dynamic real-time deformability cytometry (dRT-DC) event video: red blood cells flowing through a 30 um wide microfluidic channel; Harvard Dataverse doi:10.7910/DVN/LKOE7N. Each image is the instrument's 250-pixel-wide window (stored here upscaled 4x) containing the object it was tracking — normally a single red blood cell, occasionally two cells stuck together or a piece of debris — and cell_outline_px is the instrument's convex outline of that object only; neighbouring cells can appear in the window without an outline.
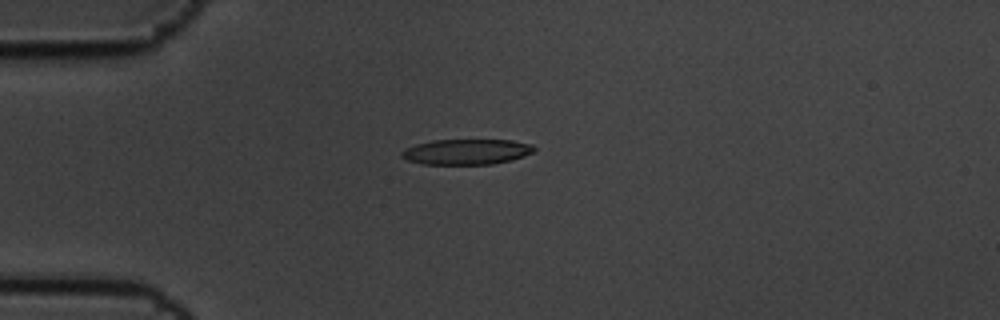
{"species": "common noctule bat (a hibernating species)", "species_latin": "Nyctalus noctula", "temperature_condition": "cold", "stored_images_in_passage": 5, "camera_frame_rate_fps": 3000, "um_per_image_px": 0.085, "animal": {"sex": "male", "body_mass_g": 19.5, "forearm_length_mm": 54.6}, "frame": {"image": 1, "passage_image": 2, "time_ms": 0.333, "image_size_px": [1000, 320], "cell_outline_px": [[536, 148], [532, 152], [524, 156], [512, 160], [492, 164], [420, 164], [408, 160], [400, 156], [400, 152], [404, 148], [416, 144], [432, 140], [512, 140], [532, 144]], "centroid_in_image_um": [39.63, 12.9], "position_along_channel_um": 45.4, "area_um2": 19.77}}
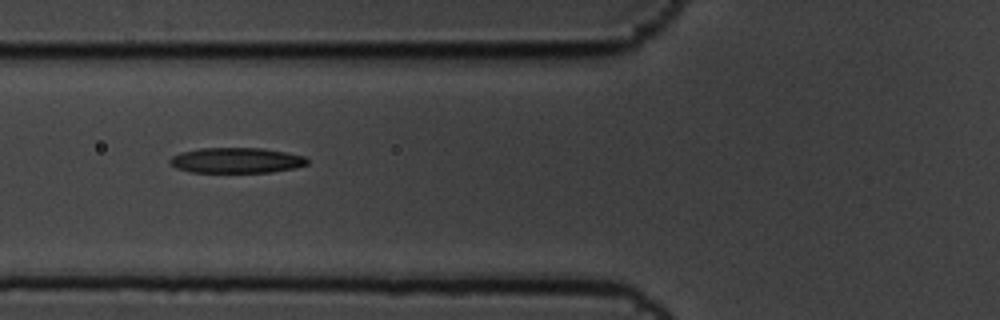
{"frame": {"image": 2, "passage_image": 4, "time_ms": 1.0, "image_size_px": [1000, 320], "cell_outline_px": [[308, 164], [296, 168], [272, 172], [192, 172], [176, 168], [168, 160], [172, 156], [180, 152], [200, 148], [264, 148], [304, 156], [308, 160]], "centroid_in_image_um": [20.1, 13.63], "position_along_channel_um": 105.7, "area_um2": 20.35}}
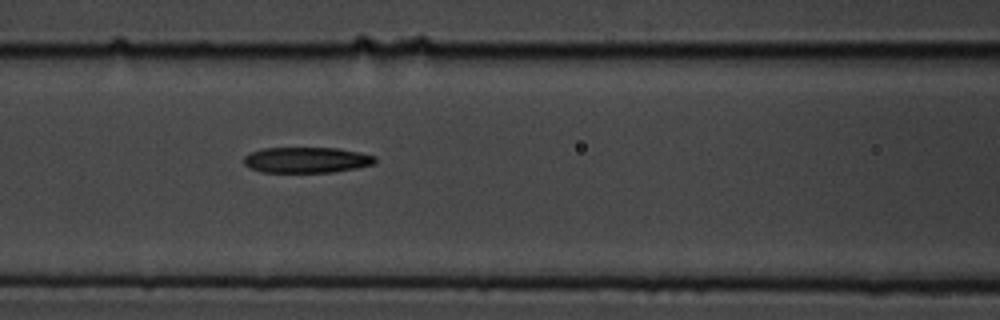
{"frame": {"image": 3, "passage_image": 5, "time_ms": 1.333, "image_size_px": [1000, 320], "cell_outline_px": [[376, 160], [372, 164], [356, 168], [332, 172], [260, 172], [244, 164], [244, 156], [252, 152], [264, 148], [336, 148], [360, 152], [376, 156]], "centroid_in_image_um": [26.06, 13.59], "position_along_channel_um": 140.5, "area_um2": 19.54}}